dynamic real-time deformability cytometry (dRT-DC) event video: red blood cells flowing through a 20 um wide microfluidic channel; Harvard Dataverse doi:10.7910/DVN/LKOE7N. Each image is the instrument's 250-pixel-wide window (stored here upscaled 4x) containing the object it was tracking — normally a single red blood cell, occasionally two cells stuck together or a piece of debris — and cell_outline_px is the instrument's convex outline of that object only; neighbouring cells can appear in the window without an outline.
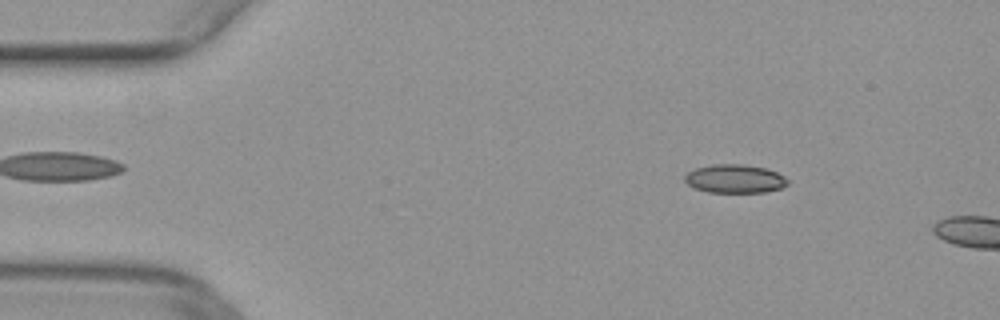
{"species": "common noctule bat (a hibernating species)", "species_latin": "Nyctalus noctula", "temperature_condition": "warm", "stored_images_in_passage": 10, "camera_frame_rate_fps": 3000, "um_per_image_px": 0.085, "animal": {"sex": "female", "body_mass_g": 29.2, "forearm_length_mm": 56.3}, "frame": {"image": 1, "passage_image": 7, "time_ms": 2.0, "image_size_px": [1000, 320], "cell_outline_px": [[788, 184], [780, 188], [764, 192], [708, 192], [692, 188], [684, 180], [684, 176], [688, 172], [696, 168], [712, 164], [744, 164], [764, 168], [776, 172], [784, 176], [788, 180]], "centroid_in_image_um": [62.43, 15.19], "position_along_channel_um": 22.6, "area_um2": 17.11}}